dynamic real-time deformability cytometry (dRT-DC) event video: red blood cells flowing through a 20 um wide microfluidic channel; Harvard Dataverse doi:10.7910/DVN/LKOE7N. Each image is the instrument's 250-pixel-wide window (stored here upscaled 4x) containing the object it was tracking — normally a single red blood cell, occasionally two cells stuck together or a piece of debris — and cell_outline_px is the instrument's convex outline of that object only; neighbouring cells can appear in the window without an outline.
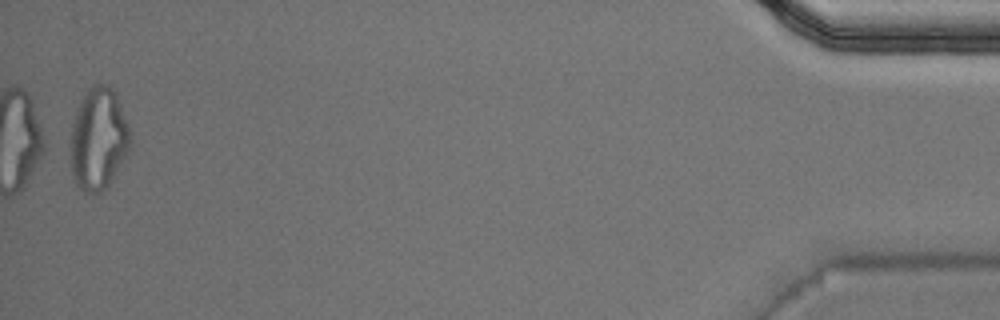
{"species": "Egyptian fruit bat (a non-hibernating species)", "species_latin": "Rousettus aegyptiacus", "temperature_condition": "warm", "stored_images_in_passage": 33, "camera_frame_rate_fps": 3000, "um_per_image_px": 0.085, "animal": {"sex": "male"}, "frame": {"image": 1, "passage_image": 33, "time_ms": 10.667, "image_size_px": [1000, 320], "cell_outline_px": [[132, 140], [108, 188], [100, 192], [84, 192], [76, 184], [72, 176], [72, 124], [76, 108], [80, 100], [88, 88], [96, 84], [104, 84], [112, 88], [116, 92], [128, 120]], "centroid_in_image_um": [8.39, 11.77], "position_along_channel_um": 426.8, "area_um2": 35.55}}